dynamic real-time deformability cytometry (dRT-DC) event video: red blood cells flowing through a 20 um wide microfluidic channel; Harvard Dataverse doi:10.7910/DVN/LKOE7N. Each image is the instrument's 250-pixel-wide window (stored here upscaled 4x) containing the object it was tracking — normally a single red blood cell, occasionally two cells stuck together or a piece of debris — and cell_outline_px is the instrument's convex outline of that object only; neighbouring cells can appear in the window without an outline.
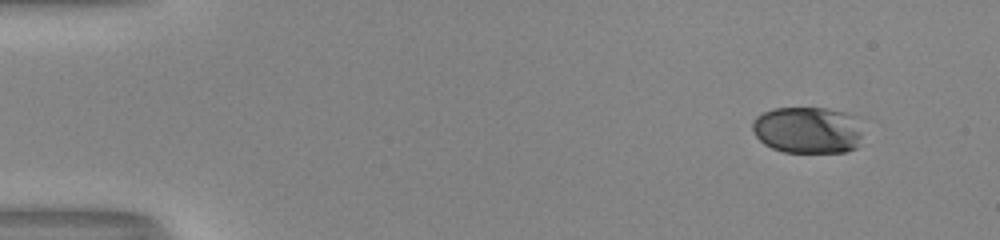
{"species": "human", "species_latin": "Homo sapiens", "temperature_condition": "room temperature", "stored_images_in_passage": 49, "camera_frame_rate_fps": 3000, "um_per_image_px": 0.085, "donor": {"sex": "male"}, "frame": {"image": 1, "passage_image": 1, "time_ms": 0.0, "image_size_px": [1000, 240], "cell_outline_px": [[860, 136], [856, 148], [844, 152], [784, 152], [772, 148], [764, 144], [756, 136], [752, 128], [752, 120], [756, 116], [772, 108], [824, 108], [844, 112], [852, 116], [860, 132]], "centroid_in_image_um": [68.58, 11.06], "position_along_channel_um": 16.4, "area_um2": 29.77}}
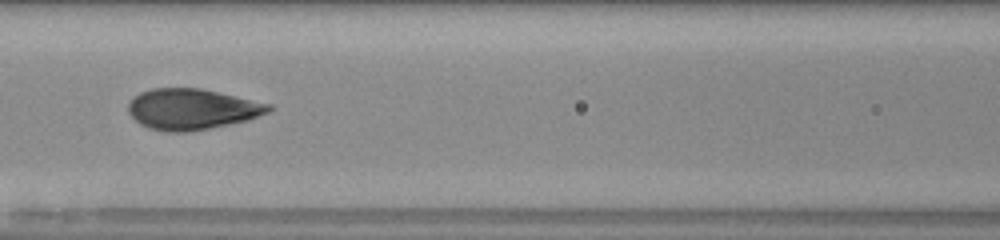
{"frame": {"image": 2, "passage_image": 21, "time_ms": 6.667, "image_size_px": [1000, 240], "cell_outline_px": [[276, 108], [268, 112], [248, 120], [188, 132], [168, 132], [148, 128], [140, 124], [128, 112], [128, 104], [132, 96], [140, 92], [152, 88], [200, 88], [272, 104]], "centroid_in_image_um": [16.3, 9.27], "position_along_channel_um": 150.3, "area_um2": 33.47}}
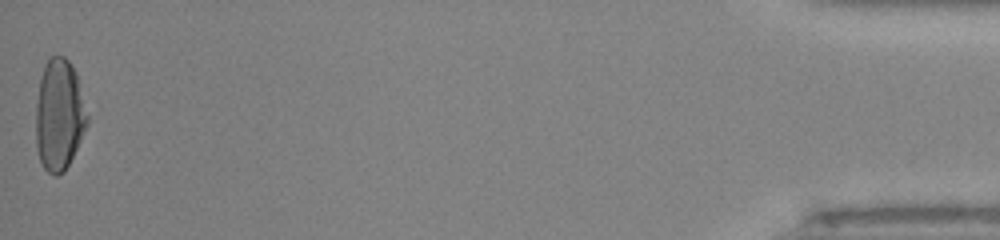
{"frame": {"image": 3, "passage_image": 49, "time_ms": 16.0, "image_size_px": [1000, 240], "cell_outline_px": [[88, 124], [64, 172], [56, 176], [52, 176], [44, 168], [40, 160], [36, 148], [36, 104], [40, 76], [44, 64], [52, 56], [64, 56], [68, 60], [76, 72], [88, 116]], "centroid_in_image_um": [5.02, 9.76], "position_along_channel_um": 430.2, "area_um2": 33.35}, "authors_computed_cell_mechanics": {"area_um2": 33.1194, "velocity_mm_per_s": 4.0287, "shape_relaxation_time_tau1_ms": 9.1807, "shape_relaxation_time_tau2_ms": null, "deformation_change_tau1": 0.2822, "deformation_change_tau2": null}}